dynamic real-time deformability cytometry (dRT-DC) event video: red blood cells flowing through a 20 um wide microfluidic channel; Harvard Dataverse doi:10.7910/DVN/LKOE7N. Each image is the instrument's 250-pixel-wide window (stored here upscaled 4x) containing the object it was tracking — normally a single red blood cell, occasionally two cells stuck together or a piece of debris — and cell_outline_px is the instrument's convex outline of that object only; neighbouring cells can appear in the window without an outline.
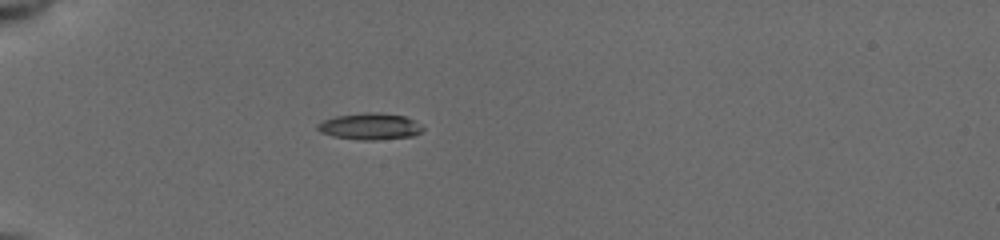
{"species": "common noctule bat (a hibernating species)", "species_latin": "Nyctalus noctula", "temperature_condition": "cold", "stored_images_in_passage": 26, "camera_frame_rate_fps": 3000, "um_per_image_px": 0.085, "animal": {"sex": "female", "body_mass_g": 19.5, "forearm_length_mm": 54.1}, "frame": {"image": 1, "passage_image": 1, "time_ms": 0.0, "image_size_px": [1000, 240], "cell_outline_px": [[424, 128], [420, 132], [412, 136], [376, 140], [360, 140], [332, 136], [320, 132], [316, 128], [316, 124], [324, 120], [336, 116], [364, 112], [380, 112], [404, 116], [412, 120]], "centroid_in_image_um": [31.4, 10.74], "position_along_channel_um": 53.6, "area_um2": 16.24}}
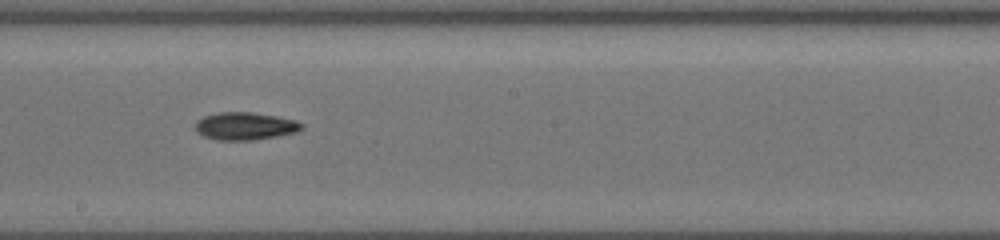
{"frame": {"image": 2, "passage_image": 12, "time_ms": 5.0, "image_size_px": [1000, 240], "cell_outline_px": [[304, 128], [296, 132], [276, 136], [252, 140], [216, 140], [204, 136], [196, 132], [196, 120], [204, 116], [216, 112], [252, 112], [276, 116], [296, 120], [304, 124]], "centroid_in_image_um": [20.83, 10.71], "position_along_channel_um": 227.4, "area_um2": 17.22}}
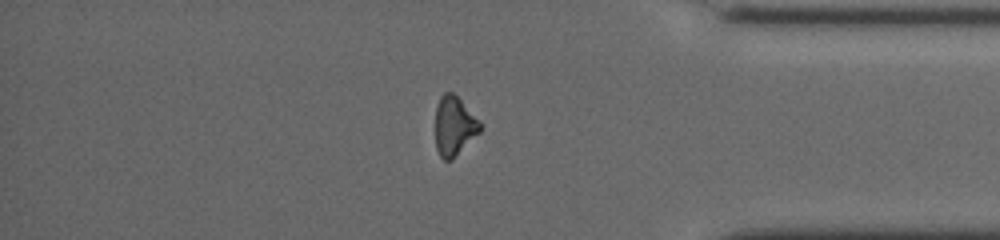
{"frame": {"image": 3, "passage_image": 22, "time_ms": 9.667, "image_size_px": [1000, 240], "cell_outline_px": [[480, 132], [452, 160], [444, 160], [440, 156], [436, 148], [436, 108], [440, 96], [444, 92], [452, 92], [480, 120]], "centroid_in_image_um": [38.6, 10.72], "position_along_channel_um": 396.6, "area_um2": 15.32}, "authors_computed_cell_mechanics": {"area_um2": 16.2707, "velocity_mm_per_s": 3.9538, "shape_relaxation_time_tau1_ms": 3.733, "shape_relaxation_time_tau2_ms": null, "deformation_change_tau1": 0.1113, "deformation_change_tau2": null}}